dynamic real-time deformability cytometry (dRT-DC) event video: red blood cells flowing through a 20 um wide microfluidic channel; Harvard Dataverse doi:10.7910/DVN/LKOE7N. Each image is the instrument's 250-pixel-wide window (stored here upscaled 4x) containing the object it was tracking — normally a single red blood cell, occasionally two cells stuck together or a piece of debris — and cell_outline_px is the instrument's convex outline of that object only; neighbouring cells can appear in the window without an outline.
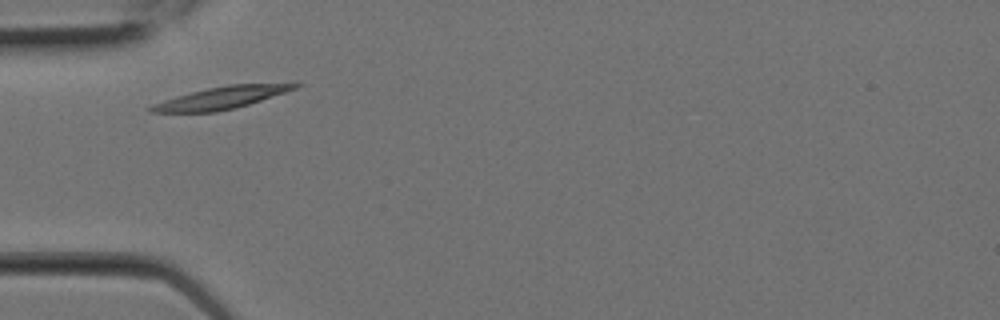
{"species": "Egyptian fruit bat (a non-hibernating species)", "species_latin": "Rousettus aegyptiacus", "temperature_condition": "room temperature", "stored_images_in_passage": 3, "camera_frame_rate_fps": 3000, "um_per_image_px": 0.085, "animal": {"sex": "female"}, "frame": {"image": 1, "passage_image": 2, "time_ms": 0.333, "image_size_px": [1000, 320], "cell_outline_px": [[304, 84], [296, 88], [248, 104], [216, 112], [148, 112], [148, 108], [152, 104], [176, 96], [208, 88], [228, 84]], "centroid_in_image_um": [18.71, 8.32], "position_along_channel_um": 66.3, "area_um2": 18.03}}